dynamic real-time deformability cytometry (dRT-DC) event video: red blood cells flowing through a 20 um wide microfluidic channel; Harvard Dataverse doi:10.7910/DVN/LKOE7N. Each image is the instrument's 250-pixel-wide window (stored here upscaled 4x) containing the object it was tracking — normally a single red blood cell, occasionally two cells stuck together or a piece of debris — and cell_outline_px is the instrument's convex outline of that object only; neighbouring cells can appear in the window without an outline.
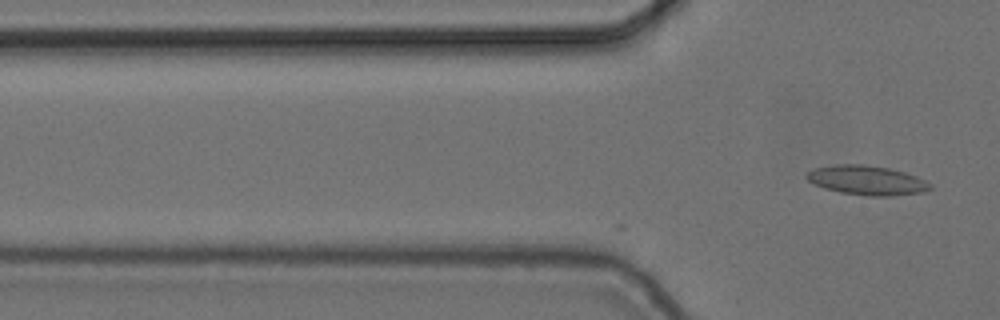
{"species": "common noctule bat (a hibernating species)", "species_latin": "Nyctalus noctula", "temperature_condition": "cold", "stored_images_in_passage": 16, "camera_frame_rate_fps": 3000, "um_per_image_px": 0.085, "animal": {"sex": "female", "body_mass_g": 24.6, "forearm_length_mm": 56.2}, "frame": {"image": 1, "passage_image": 16, "time_ms": 5.0, "image_size_px": [1000, 320], "cell_outline_px": [[932, 188], [924, 192], [888, 196], [868, 196], [840, 192], [824, 188], [808, 180], [804, 176], [808, 172], [816, 168], [836, 164], [864, 164], [888, 168], [904, 172], [916, 176], [932, 184]], "centroid_in_image_um": [73.7, 15.32], "position_along_channel_um": 52.1, "area_um2": 21.04}}